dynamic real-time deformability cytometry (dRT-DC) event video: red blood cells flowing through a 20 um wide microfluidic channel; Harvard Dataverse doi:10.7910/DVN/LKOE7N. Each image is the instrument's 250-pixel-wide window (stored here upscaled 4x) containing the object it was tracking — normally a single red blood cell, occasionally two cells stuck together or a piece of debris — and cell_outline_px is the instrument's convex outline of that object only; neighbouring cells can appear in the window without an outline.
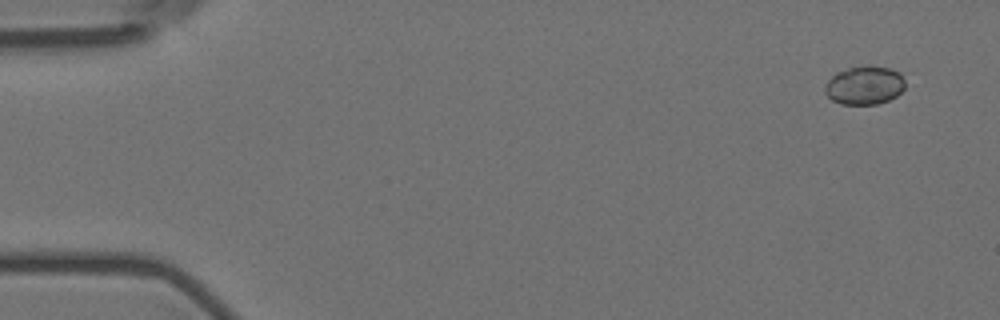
{"species": "Egyptian fruit bat (a non-hibernating species)", "species_latin": "Rousettus aegyptiacus", "temperature_condition": "room temperature", "stored_images_in_passage": 5, "camera_frame_rate_fps": 3000, "um_per_image_px": 0.085, "animal": {"sex": "female"}, "frame": {"image": 1, "passage_image": 1, "time_ms": 0.0, "image_size_px": [1000, 320], "cell_outline_px": [[904, 88], [896, 96], [888, 100], [876, 104], [840, 104], [832, 100], [824, 92], [824, 88], [828, 80], [836, 72], [848, 68], [868, 64], [888, 68], [900, 72], [904, 80]], "centroid_in_image_um": [73.47, 7.24], "position_along_channel_um": 11.5, "area_um2": 18.09}}
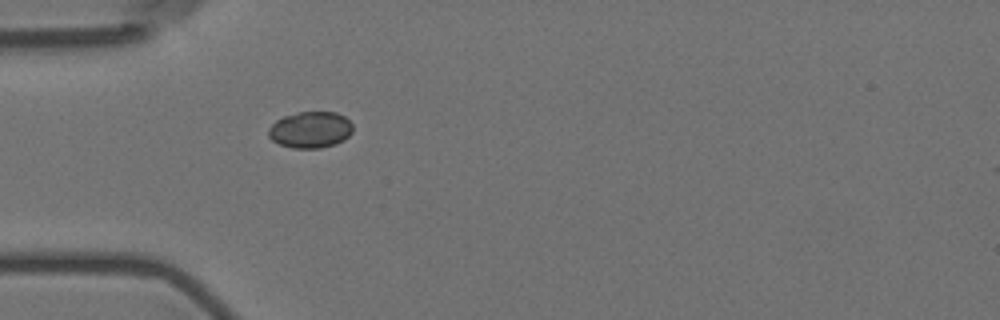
{"frame": {"image": 2, "passage_image": 5, "time_ms": 1.333, "image_size_px": [1000, 320], "cell_outline_px": [[352, 132], [344, 140], [336, 144], [320, 148], [292, 148], [280, 144], [272, 140], [268, 136], [268, 128], [276, 120], [284, 116], [300, 112], [336, 112], [344, 116], [352, 124]], "centroid_in_image_um": [26.38, 11.03], "position_along_channel_um": 58.6, "area_um2": 17.92}}